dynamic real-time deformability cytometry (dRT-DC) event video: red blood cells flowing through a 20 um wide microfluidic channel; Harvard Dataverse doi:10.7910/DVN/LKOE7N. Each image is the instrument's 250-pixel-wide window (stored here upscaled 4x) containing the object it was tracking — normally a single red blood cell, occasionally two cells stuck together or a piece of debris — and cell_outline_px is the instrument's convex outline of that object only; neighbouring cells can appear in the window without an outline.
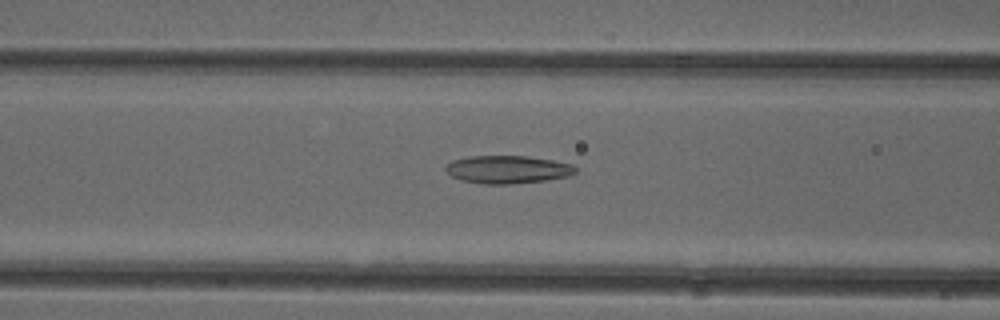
{"species": "common noctule bat (a hibernating species)", "species_latin": "Nyctalus noctula", "temperature_condition": "cold", "stored_images_in_passage": 52, "camera_frame_rate_fps": 3000, "um_per_image_px": 0.085, "animal": {"sex": "female"}, "frame": {"image": 1, "passage_image": 21, "time_ms": 6.667, "image_size_px": [1000, 320], "cell_outline_px": [[576, 172], [568, 176], [544, 180], [512, 184], [480, 184], [460, 180], [452, 176], [444, 168], [452, 160], [468, 156], [528, 156], [552, 160], [572, 164], [576, 168]], "centroid_in_image_um": [43.12, 14.4], "position_along_channel_um": 123.5, "area_um2": 21.1}}
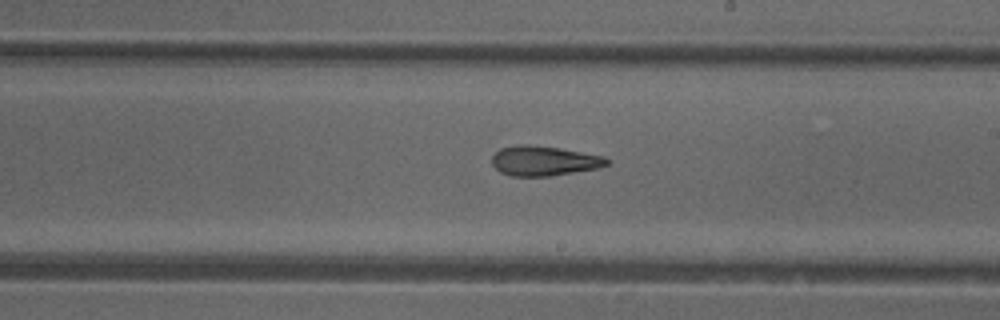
{"frame": {"image": 2, "passage_image": 30, "time_ms": 9.667, "image_size_px": [1000, 320], "cell_outline_px": [[608, 164], [596, 168], [548, 176], [512, 176], [500, 172], [492, 164], [492, 156], [500, 148], [520, 144], [528, 144], [560, 148], [604, 156], [608, 160]], "centroid_in_image_um": [46.19, 13.66], "position_along_channel_um": 242.8, "area_um2": 19.77}}
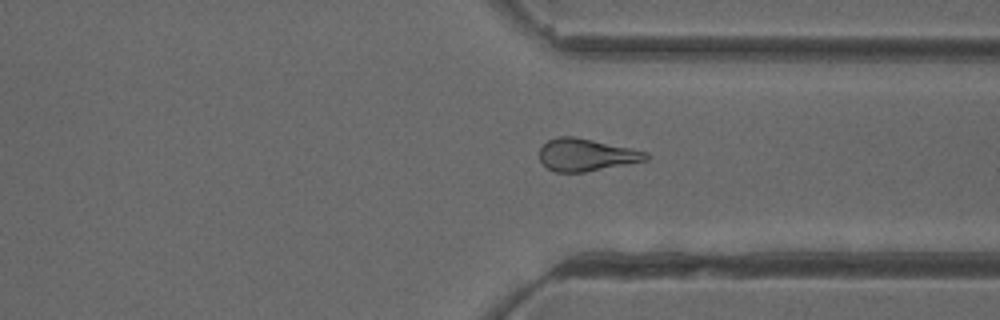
{"frame": {"image": 3, "passage_image": 39, "time_ms": 12.667, "image_size_px": [1000, 320], "cell_outline_px": [[652, 156], [648, 160], [628, 164], [584, 172], [556, 172], [548, 168], [540, 160], [540, 148], [548, 140], [556, 136], [572, 136], [592, 140], [648, 152]], "centroid_in_image_um": [49.85, 13.16], "position_along_channel_um": 361.6, "area_um2": 20.0}, "authors_computed_cell_mechanics": {"area_um2": 21.2126, "velocity_mm_per_s": 3.9689, "shape_relaxation_time_tau1_ms": null, "shape_relaxation_time_tau2_ms": 6.4072, "deformation_change_tau1": null, "deformation_change_tau2": 0.1805}}